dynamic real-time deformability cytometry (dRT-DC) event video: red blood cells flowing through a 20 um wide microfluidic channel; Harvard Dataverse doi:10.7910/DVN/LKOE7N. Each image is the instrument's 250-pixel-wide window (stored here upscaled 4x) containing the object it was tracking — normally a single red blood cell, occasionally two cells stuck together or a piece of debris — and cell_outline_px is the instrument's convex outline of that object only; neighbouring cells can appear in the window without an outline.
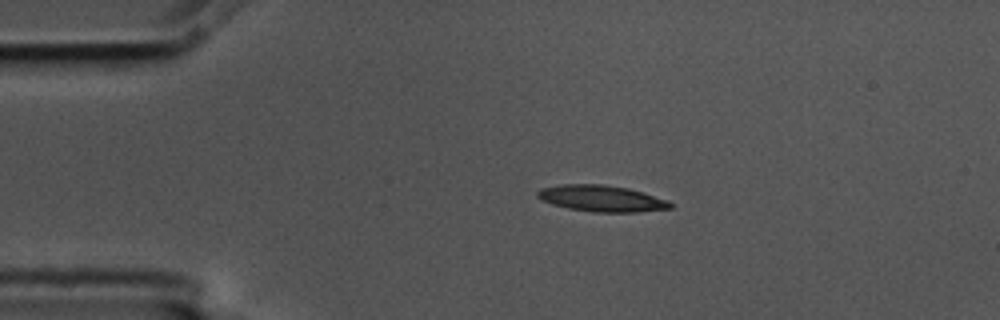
{"species": "common noctule bat (a hibernating species)", "species_latin": "Nyctalus noctula", "temperature_condition": "cold", "stored_images_in_passage": 2, "camera_frame_rate_fps": 3000, "um_per_image_px": 0.085, "animal": {"sex": "male", "body_mass_g": 17.5, "forearm_length_mm": 52.3}, "frame": {"image": 1, "passage_image": 1, "time_ms": 0.0, "image_size_px": [1000, 320], "cell_outline_px": [[672, 208], [636, 212], [592, 212], [568, 208], [552, 204], [536, 196], [536, 192], [540, 188], [560, 184], [604, 184], [628, 188], [644, 192], [668, 200], [672, 204]], "centroid_in_image_um": [51.13, 16.86], "position_along_channel_um": 33.9, "area_um2": 20.46}}